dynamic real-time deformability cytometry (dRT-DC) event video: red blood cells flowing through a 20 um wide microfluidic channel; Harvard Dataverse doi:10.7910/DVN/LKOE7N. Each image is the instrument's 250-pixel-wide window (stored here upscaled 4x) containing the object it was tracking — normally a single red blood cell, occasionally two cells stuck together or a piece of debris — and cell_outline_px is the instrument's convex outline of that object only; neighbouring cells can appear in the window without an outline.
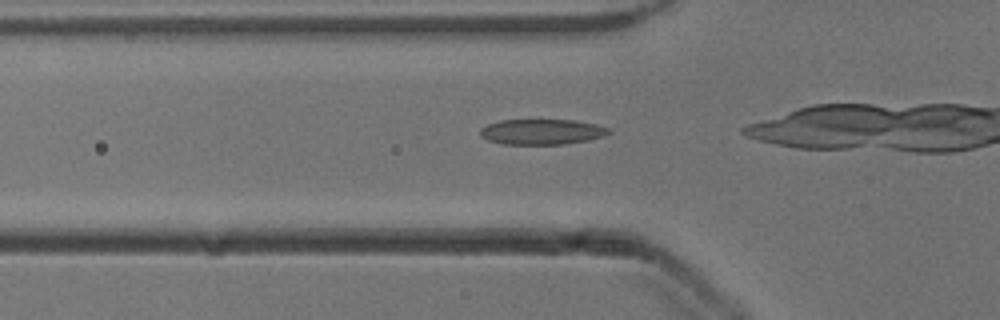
{"species": "common noctule bat (a hibernating species)", "species_latin": "Nyctalus noctula", "temperature_condition": "cold", "stored_images_in_passage": 35, "camera_frame_rate_fps": 3000, "um_per_image_px": 0.085, "animal": {"sex": "male", "body_mass_g": 13.3}, "frame": {"image": 1, "passage_image": 12, "time_ms": 3.667, "image_size_px": [1000, 320], "cell_outline_px": [[612, 132], [604, 136], [588, 140], [564, 144], [504, 144], [488, 140], [480, 136], [480, 128], [488, 124], [500, 120], [576, 120], [596, 124], [608, 128]], "centroid_in_image_um": [46.06, 11.2], "position_along_channel_um": 79.7, "area_um2": 19.07}}
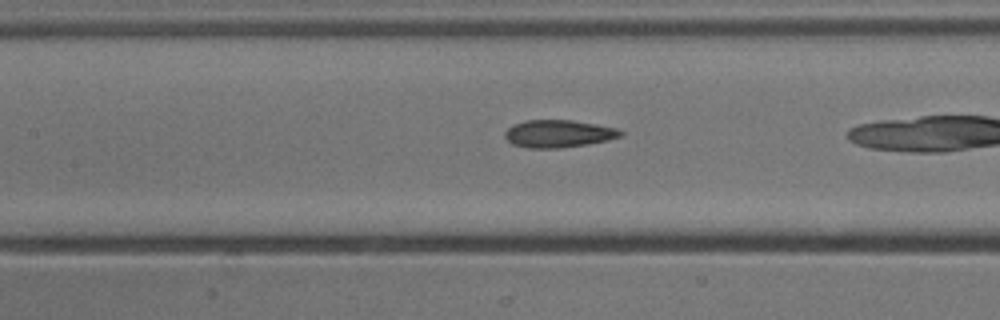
{"frame": {"image": 2, "passage_image": 18, "time_ms": 5.667, "image_size_px": [1000, 320], "cell_outline_px": [[624, 136], [608, 140], [588, 144], [560, 148], [528, 148], [512, 144], [504, 136], [504, 132], [512, 124], [524, 120], [572, 120], [596, 124], [616, 128], [624, 132]], "centroid_in_image_um": [47.47, 11.36], "position_along_channel_um": 159.9, "area_um2": 18.73}}
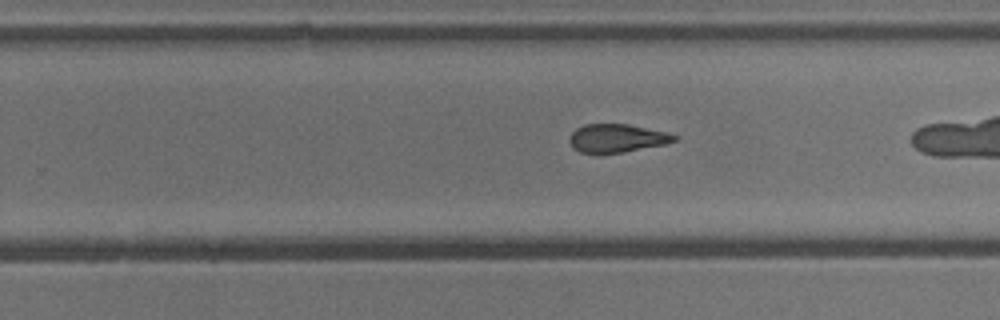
{"frame": {"image": 3, "passage_image": 27, "time_ms": 8.667, "image_size_px": [1000, 320], "cell_outline_px": [[680, 136], [676, 140], [664, 144], [620, 152], [580, 152], [572, 148], [568, 140], [568, 136], [576, 128], [584, 124], [628, 124], [668, 132]], "centroid_in_image_um": [52.42, 11.72], "position_along_channel_um": 277.4, "area_um2": 17.17}}